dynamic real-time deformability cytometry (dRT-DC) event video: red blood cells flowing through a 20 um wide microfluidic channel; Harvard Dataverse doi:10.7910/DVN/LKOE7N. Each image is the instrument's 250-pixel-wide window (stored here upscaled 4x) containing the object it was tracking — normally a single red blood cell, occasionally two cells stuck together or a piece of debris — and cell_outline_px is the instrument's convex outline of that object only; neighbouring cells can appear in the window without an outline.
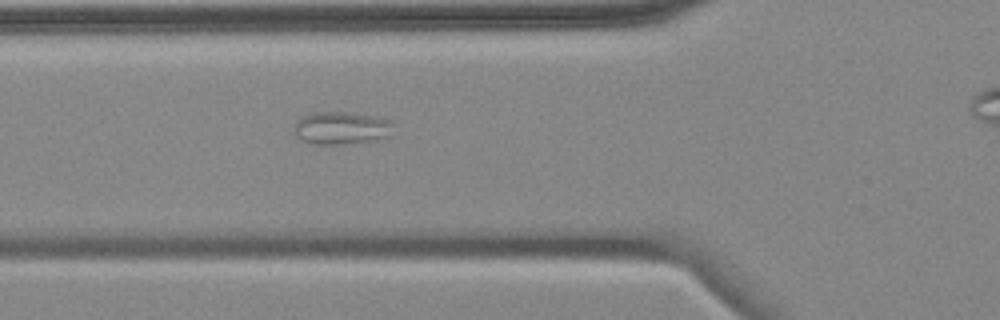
{"species": "common noctule bat (a hibernating species)", "species_latin": "Nyctalus noctula", "temperature_condition": "cold", "stored_images_in_passage": 3, "camera_frame_rate_fps": 3000, "um_per_image_px": 0.085, "animal": {"sex": "female", "body_mass_g": 18.4}, "frame": {"image": 1, "passage_image": 2, "time_ms": 1.0, "image_size_px": [1000, 320], "cell_outline_px": [[392, 124], [388, 136], [376, 140], [344, 144], [312, 144], [300, 140], [296, 136], [292, 128], [296, 120], [304, 116], [320, 112], [340, 112], [376, 116], [392, 120]], "centroid_in_image_um": [28.97, 10.89], "position_along_channel_um": 96.8, "area_um2": 18.9}}